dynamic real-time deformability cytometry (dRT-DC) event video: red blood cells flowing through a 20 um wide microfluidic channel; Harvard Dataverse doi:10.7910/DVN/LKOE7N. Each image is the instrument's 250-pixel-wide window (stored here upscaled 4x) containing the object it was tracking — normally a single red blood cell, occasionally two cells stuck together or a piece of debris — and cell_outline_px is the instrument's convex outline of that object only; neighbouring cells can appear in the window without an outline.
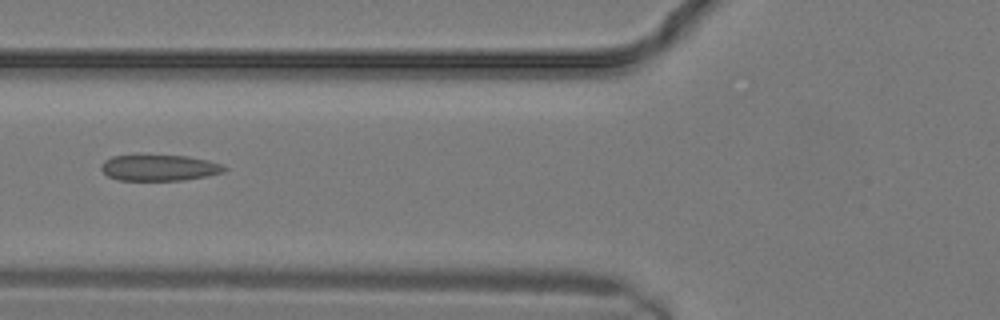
{"species": "common noctule bat (a hibernating species)", "species_latin": "Nyctalus noctula", "temperature_condition": "warm", "stored_images_in_passage": 11, "camera_frame_rate_fps": 3000, "um_per_image_px": 0.085, "animal": {"sex": "male", "body_mass_g": 19.2, "forearm_length_mm": 51.8}, "frame": {"image": 1, "passage_image": 10, "time_ms": 3.0, "image_size_px": [1000, 320], "cell_outline_px": [[228, 168], [224, 172], [208, 176], [184, 180], [120, 180], [108, 176], [100, 168], [100, 164], [104, 160], [112, 156], [188, 156], [208, 160], [224, 164]], "centroid_in_image_um": [13.58, 14.27], "position_along_channel_um": 112.2, "area_um2": 18.67}}